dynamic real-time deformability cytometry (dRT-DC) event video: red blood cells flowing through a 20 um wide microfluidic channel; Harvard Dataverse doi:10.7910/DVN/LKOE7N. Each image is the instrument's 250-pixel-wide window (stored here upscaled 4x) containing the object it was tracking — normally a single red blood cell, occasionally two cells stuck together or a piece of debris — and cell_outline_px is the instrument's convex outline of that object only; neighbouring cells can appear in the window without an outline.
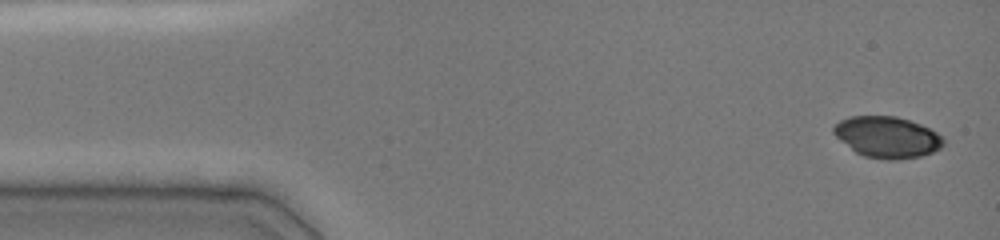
{"species": "common noctule bat (a hibernating species)", "species_latin": "Nyctalus noctula", "temperature_condition": "cold", "stored_images_in_passage": 24, "camera_frame_rate_fps": 3000, "um_per_image_px": 0.085, "animal": {"sex": "female", "body_mass_g": 19.0, "forearm_length_mm": 51.5}, "frame": {"image": 1, "passage_image": 1, "time_ms": 0.0, "image_size_px": [1000, 240], "cell_outline_px": [[944, 144], [940, 148], [932, 152], [920, 156], [896, 160], [888, 160], [864, 156], [856, 152], [840, 140], [832, 132], [832, 128], [840, 120], [852, 116], [896, 116], [920, 124], [944, 136]], "centroid_in_image_um": [75.42, 11.65], "position_along_channel_um": 9.6, "area_um2": 26.3}}
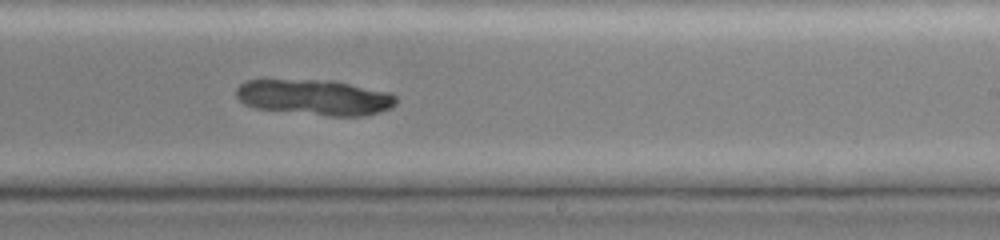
{"frame": {"image": 2, "passage_image": 18, "time_ms": 9.0, "image_size_px": [1000, 240], "cell_outline_px": [[396, 104], [392, 108], [380, 112], [364, 116], [328, 116], [256, 108], [244, 104], [236, 96], [236, 88], [244, 80], [336, 80], [392, 92], [396, 96]], "centroid_in_image_um": [26.8, 8.27], "position_along_channel_um": 262.2, "area_um2": 33.64}}
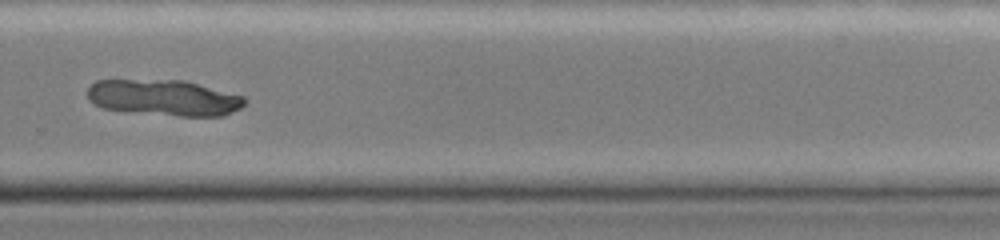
{"frame": {"image": 3, "passage_image": 22, "time_ms": 10.333, "image_size_px": [1000, 240], "cell_outline_px": [[248, 100], [240, 108], [224, 116], [180, 116], [104, 108], [88, 100], [88, 88], [96, 80], [184, 80], [244, 96]], "centroid_in_image_um": [13.98, 8.3], "position_along_channel_um": 315.8, "area_um2": 32.66}}